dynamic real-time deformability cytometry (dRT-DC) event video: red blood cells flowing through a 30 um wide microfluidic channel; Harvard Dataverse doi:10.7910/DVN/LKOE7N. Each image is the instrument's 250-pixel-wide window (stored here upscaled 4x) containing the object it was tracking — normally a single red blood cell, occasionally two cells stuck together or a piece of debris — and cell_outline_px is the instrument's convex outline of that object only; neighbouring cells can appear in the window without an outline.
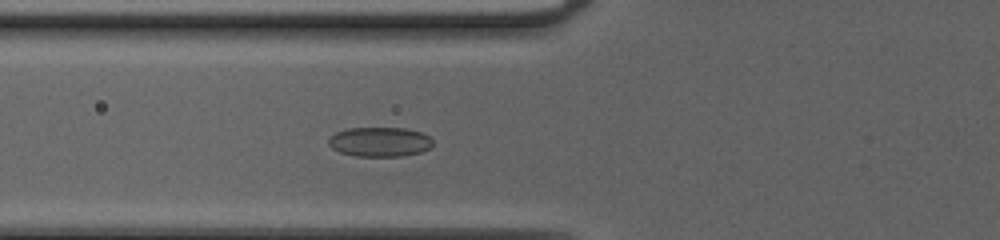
{"species": "common noctule bat (a hibernating species)", "species_latin": "Nyctalus noctula", "temperature_condition": "cold", "stored_images_in_passage": 52, "camera_frame_rate_fps": 3000, "um_per_image_px": 0.085, "animal": {"sex": "female", "body_mass_g": 20.0, "forearm_length_mm": 54.0}, "frame": {"image": 1, "passage_image": 22, "time_ms": 7.0, "image_size_px": [1000, 240], "cell_outline_px": [[432, 144], [428, 148], [420, 152], [404, 156], [356, 156], [340, 152], [332, 148], [328, 144], [328, 140], [336, 132], [348, 128], [404, 128], [420, 132], [428, 136], [432, 140]], "centroid_in_image_um": [32.26, 12.06], "position_along_channel_um": 93.5, "area_um2": 17.8}}
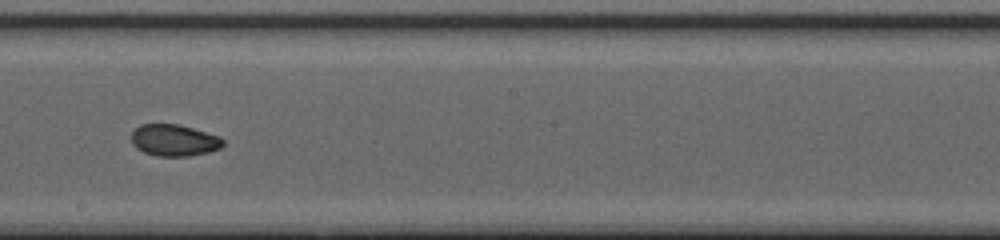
{"frame": {"image": 2, "passage_image": 32, "time_ms": 10.333, "image_size_px": [1000, 240], "cell_outline_px": [[224, 144], [220, 148], [208, 152], [188, 156], [156, 156], [144, 152], [136, 148], [132, 144], [132, 132], [140, 124], [180, 124], [220, 136], [224, 140]], "centroid_in_image_um": [14.81, 11.92], "position_along_channel_um": 233.4, "area_um2": 16.99}}
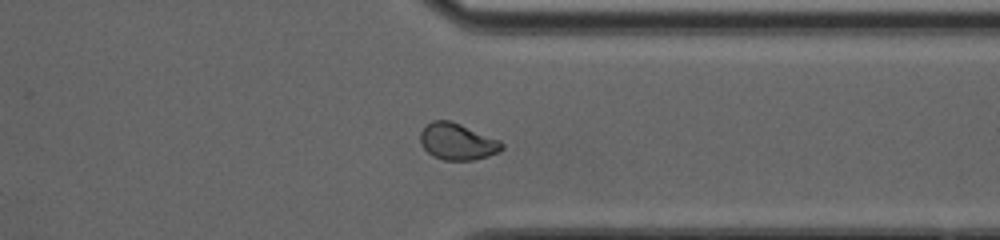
{"frame": {"image": 3, "passage_image": 42, "time_ms": 13.667, "image_size_px": [1000, 240], "cell_outline_px": [[504, 148], [500, 152], [488, 156], [472, 160], [444, 160], [432, 156], [420, 144], [420, 132], [432, 120], [452, 120], [500, 140], [504, 144]], "centroid_in_image_um": [38.89, 12.03], "position_along_channel_um": 372.5, "area_um2": 17.57}, "authors_computed_cell_mechanics": {"area_um2": 17.8313, "velocity_mm_per_s": 4.1809, "shape_relaxation_time_tau1_ms": 7.8578, "shape_relaxation_time_tau2_ms": 2.1538, "deformation_change_tau1": 0.1659, "deformation_change_tau2": 0.0532}}